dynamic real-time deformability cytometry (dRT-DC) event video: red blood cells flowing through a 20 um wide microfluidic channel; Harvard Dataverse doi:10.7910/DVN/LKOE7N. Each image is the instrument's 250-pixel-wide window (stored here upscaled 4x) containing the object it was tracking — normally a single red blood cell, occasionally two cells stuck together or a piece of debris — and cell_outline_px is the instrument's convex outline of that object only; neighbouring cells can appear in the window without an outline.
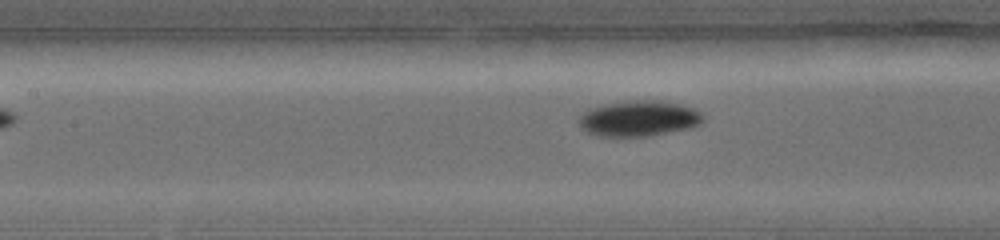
{"species": "common noctule bat (a hibernating species)", "species_latin": "Nyctalus noctula", "temperature_condition": "warm", "stored_images_in_passage": 6, "segment_of_instrument_passage": [2, 2], "camera_frame_rate_fps": 5000, "um_per_image_px": 0.085, "animal": {"sex": "female", "body_mass_g": 19.0, "forearm_length_mm": 56.7}, "frame": {"image": 1, "passage_image": 6, "time_ms": 4.0, "image_size_px": [1000, 240], "cell_outline_px": [[704, 120], [700, 124], [692, 128], [648, 136], [600, 136], [588, 132], [580, 128], [576, 120], [588, 108], [604, 104], [636, 100], [660, 100], [680, 104], [692, 108], [700, 112], [704, 116]], "centroid_in_image_um": [54.29, 10.07], "position_along_channel_um": 153.1, "area_um2": 26.01}}